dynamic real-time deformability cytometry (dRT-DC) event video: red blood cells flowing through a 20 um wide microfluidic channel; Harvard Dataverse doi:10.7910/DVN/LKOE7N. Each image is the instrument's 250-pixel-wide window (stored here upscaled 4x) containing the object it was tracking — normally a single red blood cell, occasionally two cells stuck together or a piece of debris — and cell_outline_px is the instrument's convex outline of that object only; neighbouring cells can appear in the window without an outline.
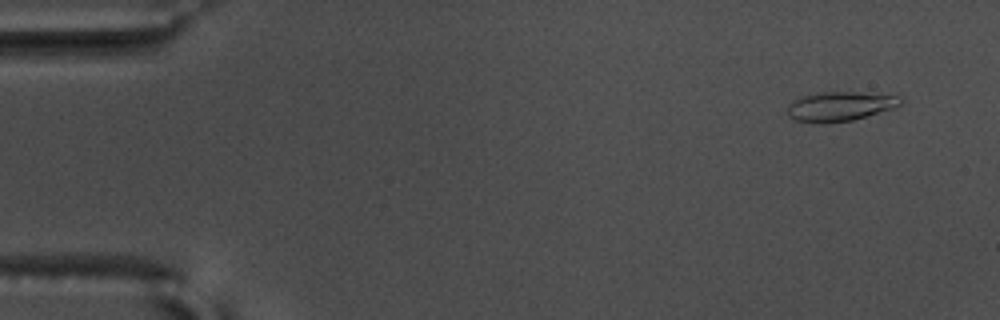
{"species": "common noctule bat (a hibernating species)", "species_latin": "Nyctalus noctula", "temperature_condition": "warm", "stored_images_in_passage": 55, "camera_frame_rate_fps": 3000, "um_per_image_px": 0.085, "animal": {"sex": "male", "body_mass_g": 17.5, "forearm_length_mm": 52.3}, "frame": {"image": 1, "passage_image": 2, "time_ms": 0.333, "image_size_px": [1000, 320], "cell_outline_px": [[904, 100], [896, 108], [852, 120], [828, 124], [820, 124], [796, 120], [788, 116], [788, 104], [800, 96], [820, 92], [852, 92], [900, 96]], "centroid_in_image_um": [71.39, 9.05], "position_along_channel_um": 13.6, "area_um2": 19.59}}
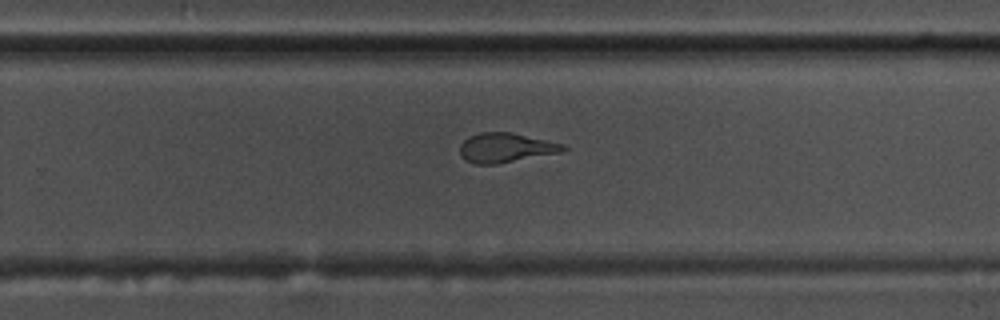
{"frame": {"image": 2, "passage_image": 35, "time_ms": 11.333, "image_size_px": [1000, 320], "cell_outline_px": [[568, 148], [560, 152], [496, 164], [476, 164], [464, 160], [460, 156], [460, 144], [468, 136], [480, 132], [512, 132], [564, 144]], "centroid_in_image_um": [42.94, 12.55], "position_along_channel_um": 286.9, "area_um2": 17.74}}
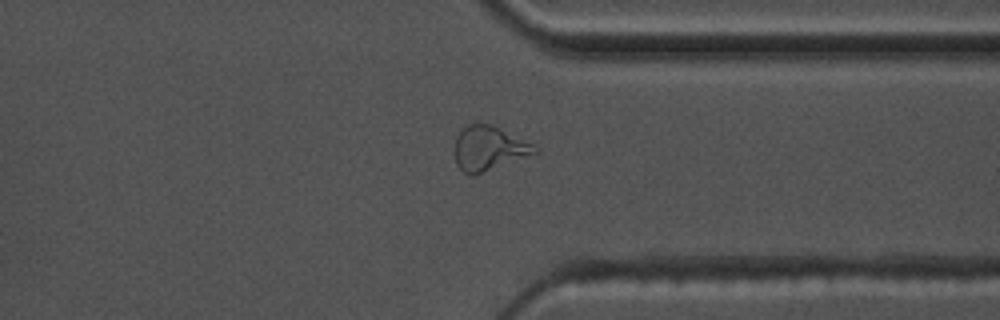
{"frame": {"image": 3, "passage_image": 42, "time_ms": 13.667, "image_size_px": [1000, 320], "cell_outline_px": [[540, 152], [472, 176], [464, 172], [456, 164], [452, 152], [456, 136], [468, 124], [492, 124], [540, 148]], "centroid_in_image_um": [41.52, 12.62], "position_along_channel_um": 369.9, "area_um2": 20.81}, "authors_computed_cell_mechanics": {"area_um2": 18.5538, "velocity_mm_per_s": 3.5981, "shape_relaxation_time_tau1_ms": null, "shape_relaxation_time_tau2_ms": 1.6975, "deformation_change_tau1": null, "deformation_change_tau2": 0.0929}}